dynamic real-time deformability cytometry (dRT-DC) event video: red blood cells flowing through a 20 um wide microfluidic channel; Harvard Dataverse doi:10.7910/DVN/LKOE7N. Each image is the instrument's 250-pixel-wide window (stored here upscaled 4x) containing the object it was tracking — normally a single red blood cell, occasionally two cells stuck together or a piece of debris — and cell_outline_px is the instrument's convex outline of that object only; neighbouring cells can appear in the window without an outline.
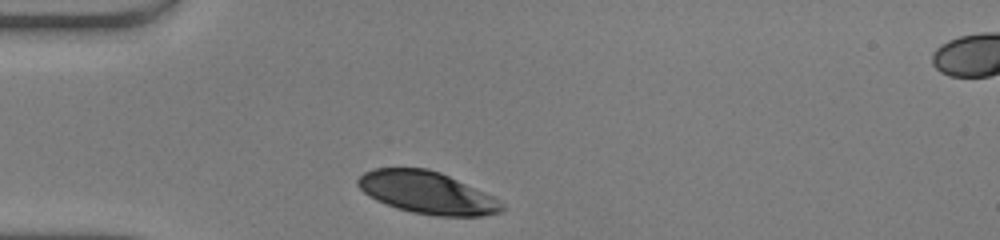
{"species": "human", "species_latin": "Homo sapiens", "temperature_condition": "warm", "stored_images_in_passage": 27, "camera_frame_rate_fps": 3000, "um_per_image_px": 0.085, "donor": {"sex": "male"}, "frame": {"image": 1, "passage_image": 1, "time_ms": 0.0, "image_size_px": [1000, 240], "cell_outline_px": [[504, 208], [500, 212], [484, 216], [436, 216], [412, 212], [396, 208], [376, 200], [364, 192], [356, 184], [356, 180], [364, 172], [376, 168], [428, 168], [440, 172], [492, 196], [504, 204]], "centroid_in_image_um": [36.28, 16.38], "position_along_channel_um": 48.7, "area_um2": 35.2}}
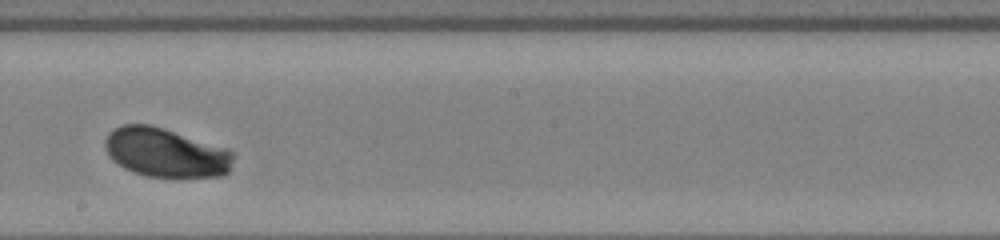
{"frame": {"image": 2, "passage_image": 16, "time_ms": 5.0, "image_size_px": [1000, 240], "cell_outline_px": [[236, 156], [228, 172], [224, 176], [148, 176], [132, 172], [116, 164], [108, 156], [104, 148], [104, 140], [108, 132], [120, 124], [152, 124], [228, 148], [236, 152]], "centroid_in_image_um": [14.08, 12.95], "position_along_channel_um": 234.1, "area_um2": 37.28}}
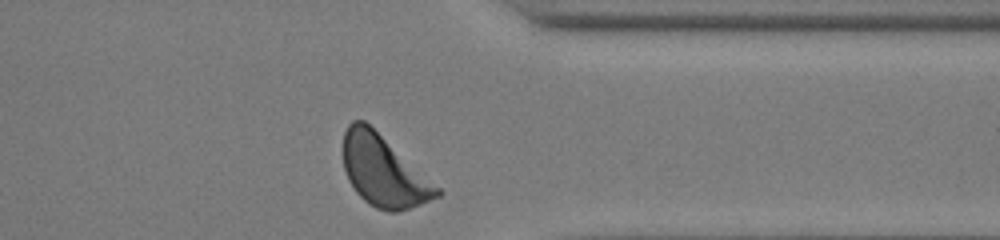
{"frame": {"image": 3, "passage_image": 27, "time_ms": 8.667, "image_size_px": [1000, 240], "cell_outline_px": [[444, 192], [440, 196], [420, 204], [396, 212], [388, 212], [376, 208], [368, 204], [356, 192], [348, 180], [344, 168], [344, 132], [348, 124], [352, 120], [364, 120], [440, 188]], "centroid_in_image_um": [32.59, 14.56], "position_along_channel_um": 378.8, "area_um2": 38.21}, "authors_computed_cell_mechanics": {"area_um2": 36.8764, "velocity_mm_per_s": 4.0909, "shape_relaxation_time_tau1_ms": 1.4757, "shape_relaxation_time_tau2_ms": null, "deformation_change_tau1": 0.1072, "deformation_change_tau2": null}}